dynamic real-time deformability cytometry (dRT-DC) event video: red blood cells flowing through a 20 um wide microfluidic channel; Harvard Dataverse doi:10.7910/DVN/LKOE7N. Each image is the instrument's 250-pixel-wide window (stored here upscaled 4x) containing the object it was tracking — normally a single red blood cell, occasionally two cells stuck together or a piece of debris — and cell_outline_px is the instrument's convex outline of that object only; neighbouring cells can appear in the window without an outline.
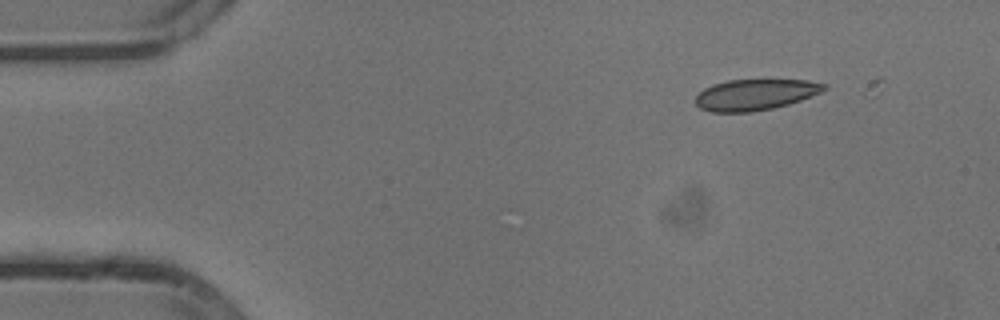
{"species": "common noctule bat (a hibernating species)", "species_latin": "Nyctalus noctula", "temperature_condition": "cold", "stored_images_in_passage": 2, "camera_frame_rate_fps": 3000, "um_per_image_px": 0.085, "animal": {"sex": "male", "body_mass_g": 13.3}, "frame": {"image": 1, "passage_image": 1, "time_ms": 0.0, "image_size_px": [1000, 320], "cell_outline_px": [[828, 88], [820, 92], [800, 100], [788, 104], [772, 108], [752, 112], [712, 112], [700, 108], [696, 104], [696, 96], [704, 88], [712, 84], [728, 80], [808, 80], [828, 84]], "centroid_in_image_um": [64.19, 8.04], "position_along_channel_um": 20.8, "area_um2": 23.18}}